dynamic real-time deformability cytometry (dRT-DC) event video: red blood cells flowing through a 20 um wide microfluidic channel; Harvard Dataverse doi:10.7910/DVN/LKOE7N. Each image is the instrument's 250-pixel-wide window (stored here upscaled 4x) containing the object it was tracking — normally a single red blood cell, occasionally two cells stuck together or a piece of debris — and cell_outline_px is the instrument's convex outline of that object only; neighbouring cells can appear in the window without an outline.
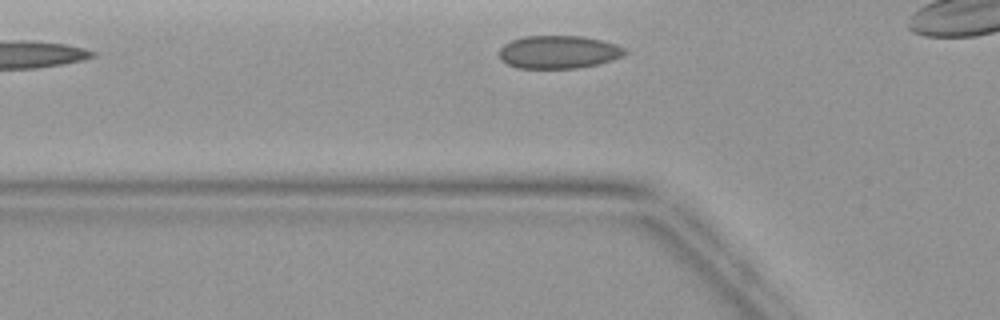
{"species": "common noctule bat (a hibernating species)", "species_latin": "Nyctalus noctula", "temperature_condition": "warm", "stored_images_in_passage": 3, "camera_frame_rate_fps": 3000, "um_per_image_px": 0.085, "animal": {"sex": "female", "body_mass_g": 19.9}, "frame": {"image": 1, "passage_image": 2, "time_ms": 1.333, "image_size_px": [1000, 320], "cell_outline_px": [[628, 52], [624, 56], [612, 60], [596, 64], [576, 68], [516, 68], [500, 60], [496, 52], [504, 44], [512, 40], [524, 36], [584, 36], [616, 44], [624, 48]], "centroid_in_image_um": [47.44, 4.42], "position_along_channel_um": 78.4, "area_um2": 24.33}}